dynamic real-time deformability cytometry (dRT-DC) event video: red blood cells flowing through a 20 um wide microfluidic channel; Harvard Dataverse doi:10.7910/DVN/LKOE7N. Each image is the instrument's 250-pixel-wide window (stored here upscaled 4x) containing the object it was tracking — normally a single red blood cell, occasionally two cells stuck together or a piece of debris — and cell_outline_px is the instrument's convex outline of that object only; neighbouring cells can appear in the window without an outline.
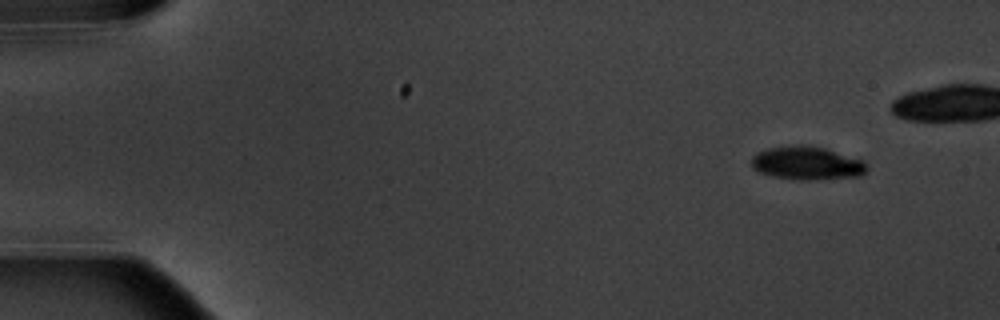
{"species": "common noctule bat (a hibernating species)", "species_latin": "Nyctalus noctula", "temperature_condition": "warm", "stored_images_in_passage": 4, "camera_frame_rate_fps": 3000, "um_per_image_px": 0.085, "animal": {"sex": "male", "body_mass_g": 20.1, "forearm_length_mm": 53.5}, "frame": {"image": 1, "passage_image": 1, "time_ms": 0.0, "image_size_px": [1000, 320], "cell_outline_px": [[868, 168], [860, 176], [820, 180], [800, 180], [772, 176], [756, 172], [752, 168], [752, 156], [756, 152], [768, 148], [796, 144], [804, 144], [824, 148], [864, 160], [868, 164]], "centroid_in_image_um": [68.58, 13.87], "position_along_channel_um": 16.4, "area_um2": 22.83}}